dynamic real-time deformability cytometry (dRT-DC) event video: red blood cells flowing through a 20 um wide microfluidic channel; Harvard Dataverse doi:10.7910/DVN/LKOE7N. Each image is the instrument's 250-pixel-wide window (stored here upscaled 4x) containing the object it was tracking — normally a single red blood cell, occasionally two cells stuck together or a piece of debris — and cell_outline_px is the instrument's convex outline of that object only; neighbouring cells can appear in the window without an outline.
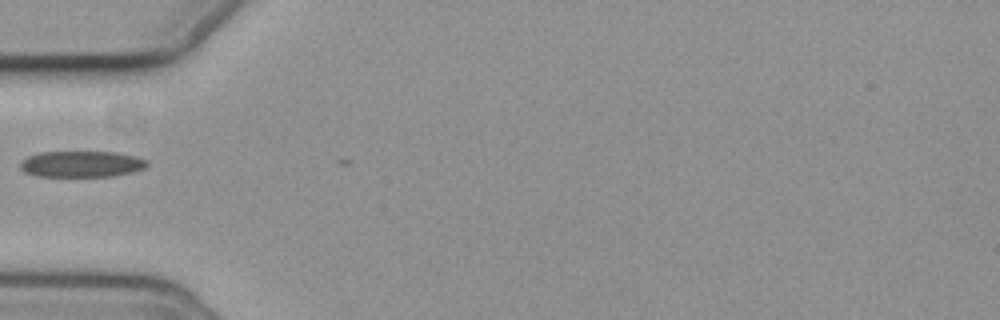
{"species": "common noctule bat (a hibernating species)", "species_latin": "Nyctalus noctula", "temperature_condition": "cold", "stored_images_in_passage": 2, "camera_frame_rate_fps": 3000, "um_per_image_px": 0.085, "animal": {"sex": "female", "body_mass_g": 19.3, "forearm_length_mm": 54.1}, "frame": {"image": 1, "passage_image": 1, "time_ms": 0.0, "image_size_px": [1000, 320], "cell_outline_px": [[148, 164], [144, 168], [132, 172], [112, 176], [36, 176], [24, 172], [20, 168], [20, 164], [28, 156], [40, 152], [116, 152], [136, 156], [148, 160]], "centroid_in_image_um": [6.94, 13.94], "position_along_channel_um": 78.1, "area_um2": 19.31}}
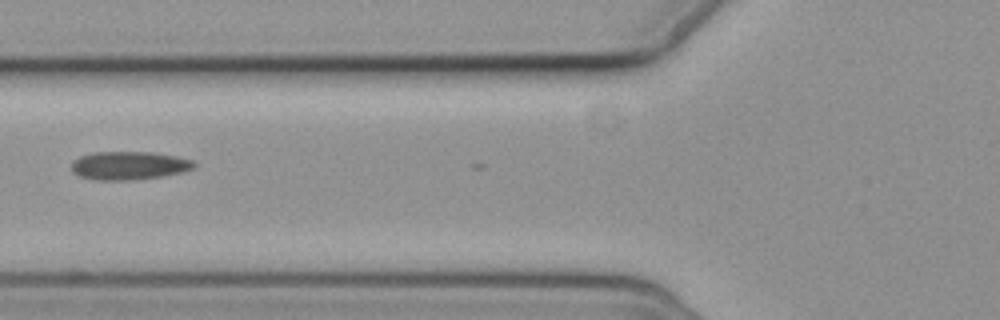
{"frame": {"image": 2, "passage_image": 2, "time_ms": 1.0, "image_size_px": [1000, 320], "cell_outline_px": [[196, 168], [184, 172], [164, 176], [136, 180], [96, 180], [80, 176], [72, 172], [72, 160], [80, 156], [92, 152], [152, 152], [176, 156], [192, 160], [196, 164]], "centroid_in_image_um": [10.99, 14.07], "position_along_channel_um": 114.8, "area_um2": 20.52}}